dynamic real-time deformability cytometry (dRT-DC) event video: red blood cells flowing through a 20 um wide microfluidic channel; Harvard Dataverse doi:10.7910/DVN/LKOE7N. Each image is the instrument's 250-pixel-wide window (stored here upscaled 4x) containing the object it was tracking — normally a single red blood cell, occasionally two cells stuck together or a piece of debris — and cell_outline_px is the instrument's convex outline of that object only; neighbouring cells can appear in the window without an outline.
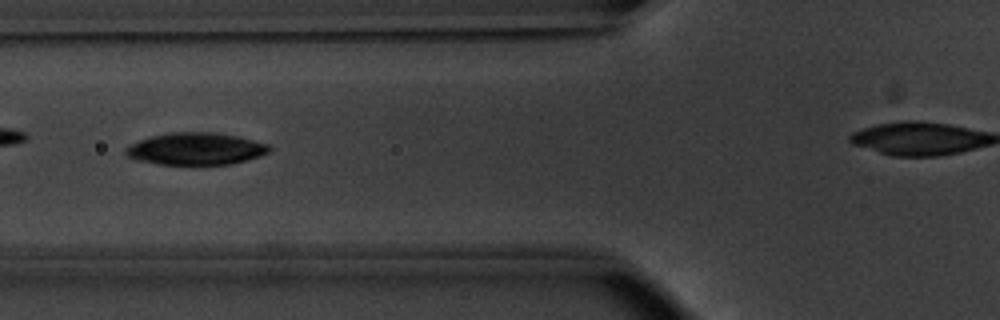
{"species": "common noctule bat (a hibernating species)", "species_latin": "Nyctalus noctula", "temperature_condition": "warm", "stored_images_in_passage": 46, "camera_frame_rate_fps": 3000, "um_per_image_px": 0.085, "animal": {"sex": "male", "body_mass_g": 20.1, "forearm_length_mm": 53.5}, "frame": {"image": 1, "passage_image": 20, "time_ms": 6.333, "image_size_px": [1000, 320], "cell_outline_px": [[272, 148], [268, 152], [260, 156], [248, 160], [232, 164], [156, 164], [136, 160], [128, 156], [124, 152], [124, 148], [140, 140], [152, 136], [172, 132], [212, 132], [236, 136], [268, 144]], "centroid_in_image_um": [16.64, 12.65], "position_along_channel_um": 109.2, "area_um2": 26.76}}